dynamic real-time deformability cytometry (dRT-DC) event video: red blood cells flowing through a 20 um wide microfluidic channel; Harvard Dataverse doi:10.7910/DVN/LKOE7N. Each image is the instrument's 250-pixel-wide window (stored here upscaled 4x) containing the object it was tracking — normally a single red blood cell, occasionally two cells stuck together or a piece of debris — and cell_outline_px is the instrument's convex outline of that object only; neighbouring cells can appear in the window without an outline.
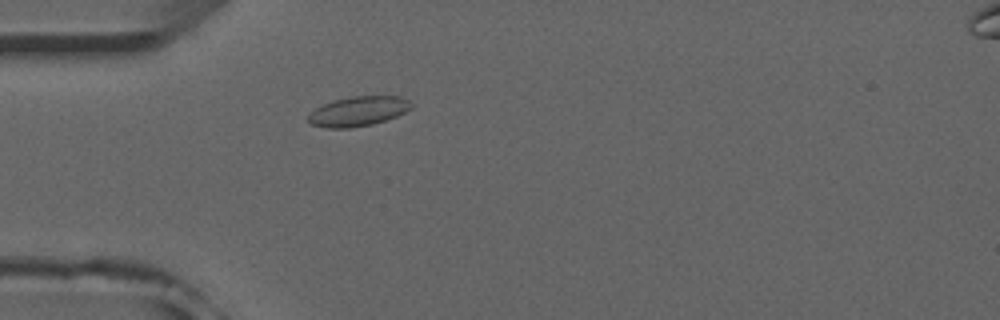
{"species": "common noctule bat (a hibernating species)", "species_latin": "Nyctalus noctula", "temperature_condition": "room temperature", "stored_images_in_passage": 41, "camera_frame_rate_fps": 3000, "um_per_image_px": 0.085, "animal": {"sex": "male", "forearm_length_mm": 52.5}, "frame": {"image": 1, "passage_image": 4, "time_ms": 1.0, "image_size_px": [1000, 320], "cell_outline_px": [[412, 108], [396, 116], [372, 124], [348, 128], [324, 128], [312, 124], [308, 120], [308, 116], [316, 108], [332, 100], [352, 96], [400, 96], [408, 100], [412, 104]], "centroid_in_image_um": [30.44, 9.45], "position_along_channel_um": 54.6, "area_um2": 17.69}}
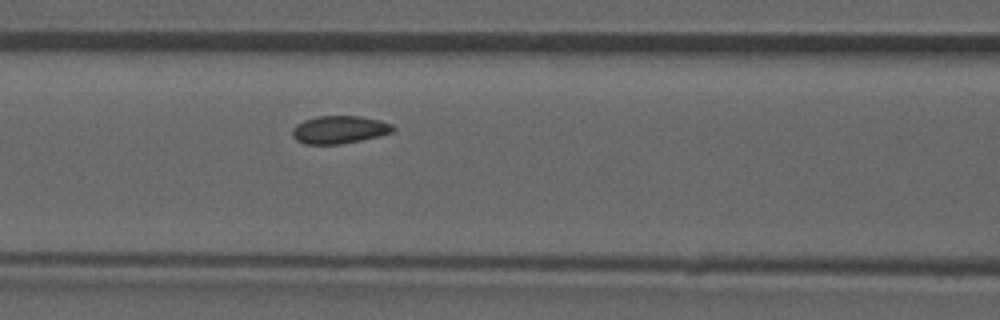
{"frame": {"image": 2, "passage_image": 11, "time_ms": 3.333, "image_size_px": [1000, 320], "cell_outline_px": [[396, 128], [392, 132], [380, 136], [340, 144], [304, 144], [296, 140], [292, 136], [292, 128], [296, 124], [304, 120], [316, 116], [360, 116], [380, 120], [392, 124]], "centroid_in_image_um": [28.83, 11.02], "position_along_channel_um": 137.8, "area_um2": 16.42}}
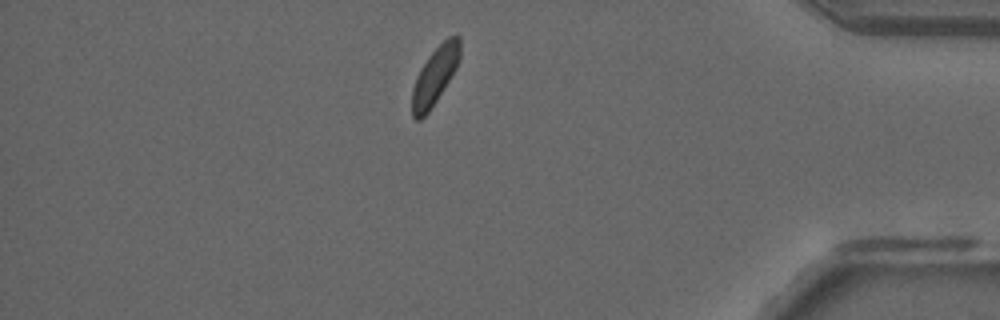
{"frame": {"image": 3, "passage_image": 34, "time_ms": 11.0, "image_size_px": [1000, 320], "cell_outline_px": [[460, 60], [456, 68], [436, 100], [428, 112], [420, 120], [416, 120], [412, 116], [412, 88], [416, 76], [420, 68], [428, 56], [448, 36], [456, 32], [460, 36]], "centroid_in_image_um": [36.97, 6.4], "position_along_channel_um": 398.2, "area_um2": 16.07}}